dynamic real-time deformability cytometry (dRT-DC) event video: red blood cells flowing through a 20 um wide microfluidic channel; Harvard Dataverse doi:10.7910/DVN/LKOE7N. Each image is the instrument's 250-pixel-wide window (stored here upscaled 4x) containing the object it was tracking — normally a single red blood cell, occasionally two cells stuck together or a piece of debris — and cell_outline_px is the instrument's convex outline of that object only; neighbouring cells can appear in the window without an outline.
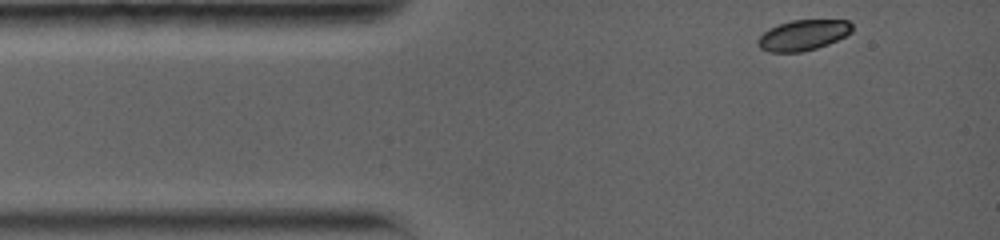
{"species": "common noctule bat (a hibernating species)", "species_latin": "Nyctalus noctula", "temperature_condition": "warm", "stored_images_in_passage": 43, "camera_frame_rate_fps": 5000, "um_per_image_px": 0.085, "animal": {"sex": "female", "body_mass_g": 19.0, "forearm_length_mm": 56.7}, "frame": {"image": 1, "passage_image": 1, "time_ms": 0.0, "image_size_px": [1000, 240], "cell_outline_px": [[852, 32], [828, 44], [816, 48], [800, 52], [768, 52], [760, 48], [756, 44], [756, 40], [768, 28], [792, 20], [848, 20], [852, 24]], "centroid_in_image_um": [68.23, 2.99], "position_along_channel_um": 16.8, "area_um2": 16.76}}
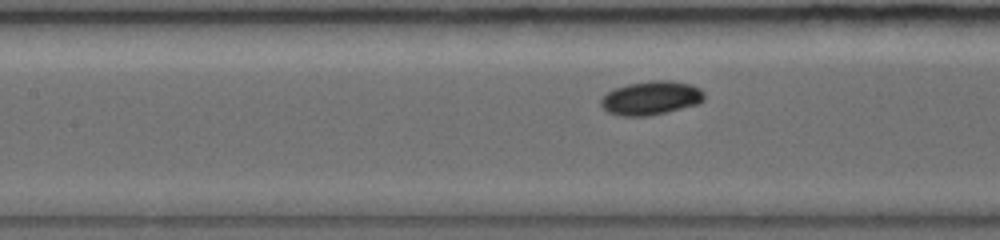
{"frame": {"image": 2, "passage_image": 17, "time_ms": 4.8, "image_size_px": [1000, 240], "cell_outline_px": [[704, 100], [696, 104], [668, 112], [648, 116], [620, 116], [608, 112], [600, 104], [600, 100], [608, 92], [616, 88], [628, 84], [652, 80], [672, 80], [692, 84], [700, 88], [704, 92]], "centroid_in_image_um": [55.36, 8.33], "position_along_channel_um": 152.0, "area_um2": 20.4}}
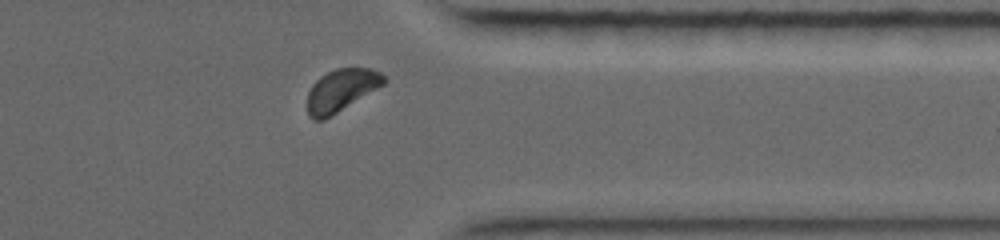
{"frame": {"image": 3, "passage_image": 38, "time_ms": 11.0, "image_size_px": [1000, 240], "cell_outline_px": [[388, 80], [384, 84], [324, 120], [312, 120], [308, 116], [308, 92], [312, 84], [320, 76], [336, 68], [372, 68], [380, 72]], "centroid_in_image_um": [28.99, 7.67], "position_along_channel_um": 382.4, "area_um2": 18.79}, "authors_computed_cell_mechanics": {"area_um2": 19.4208, "velocity_mm_per_s": 3.7702, "shape_relaxation_time_tau1_ms": 2.1343, "shape_relaxation_time_tau2_ms": 4.7025, "deformation_change_tau1": 0.088, "deformation_change_tau2": 0.056}}